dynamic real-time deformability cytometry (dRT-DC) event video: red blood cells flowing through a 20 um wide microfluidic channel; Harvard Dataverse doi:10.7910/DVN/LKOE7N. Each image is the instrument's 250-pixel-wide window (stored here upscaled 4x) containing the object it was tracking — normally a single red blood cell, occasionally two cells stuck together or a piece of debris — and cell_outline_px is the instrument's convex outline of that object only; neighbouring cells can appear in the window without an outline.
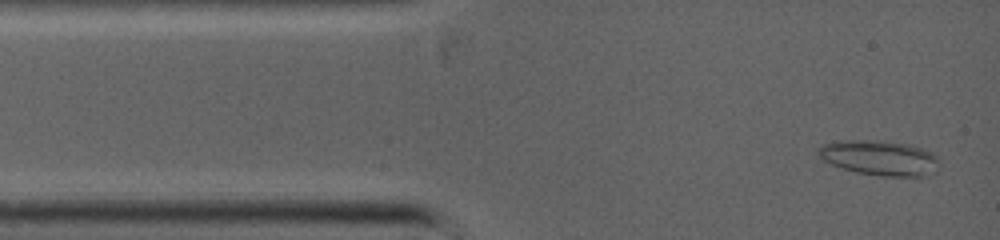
{"species": "common noctule bat (a hibernating species)", "species_latin": "Nyctalus noctula", "temperature_condition": "warm", "stored_images_in_passage": 23, "camera_frame_rate_fps": 5000, "um_per_image_px": 0.085, "animal": {"sex": "female", "body_mass_g": 19.0, "forearm_length_mm": 53.3}, "frame": {"image": 1, "passage_image": 2, "time_ms": 0.2, "image_size_px": [1000, 240], "cell_outline_px": [[936, 172], [920, 176], [884, 176], [856, 172], [832, 164], [824, 160], [816, 152], [816, 148], [824, 144], [840, 140], [876, 140], [908, 144], [932, 152], [936, 156]], "centroid_in_image_um": [74.73, 13.4], "position_along_channel_um": 10.3, "area_um2": 24.39}}
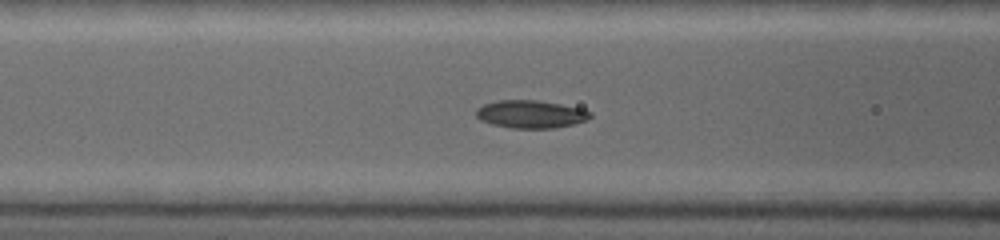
{"frame": {"image": 2, "passage_image": 12, "time_ms": 3.6, "image_size_px": [1000, 240], "cell_outline_px": [[592, 116], [588, 120], [556, 128], [512, 128], [492, 124], [480, 120], [476, 116], [476, 108], [484, 104], [496, 100], [536, 100], [584, 108], [592, 112]], "centroid_in_image_um": [45.13, 9.7], "position_along_channel_um": 121.5, "area_um2": 18.67}}
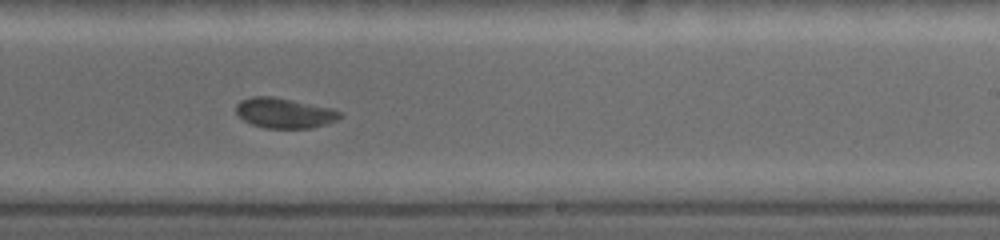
{"frame": {"image": 3, "passage_image": 21, "time_ms": 6.6, "image_size_px": [1000, 240], "cell_outline_px": [[344, 116], [336, 120], [312, 128], [264, 128], [252, 124], [244, 120], [236, 112], [236, 104], [240, 100], [252, 96], [272, 96], [332, 108], [340, 112]], "centroid_in_image_um": [24.16, 9.6], "position_along_channel_um": 264.8, "area_um2": 18.21}}